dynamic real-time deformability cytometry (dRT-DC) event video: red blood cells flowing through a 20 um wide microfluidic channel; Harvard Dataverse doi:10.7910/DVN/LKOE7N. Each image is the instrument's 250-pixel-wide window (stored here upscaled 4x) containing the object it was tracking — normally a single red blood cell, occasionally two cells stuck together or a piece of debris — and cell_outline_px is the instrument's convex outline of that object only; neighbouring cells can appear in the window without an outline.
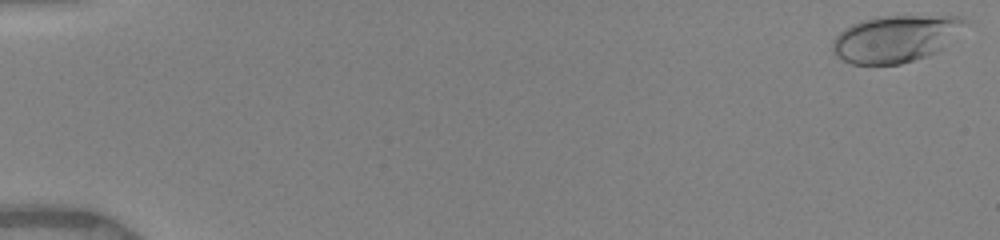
{"species": "human", "species_latin": "Homo sapiens", "temperature_condition": "warm", "stored_images_in_passage": 3, "camera_frame_rate_fps": 3000, "um_per_image_px": 0.085, "donor": {"sex": "female"}, "frame": {"image": 1, "passage_image": 1, "time_ms": 0.0, "image_size_px": [1000, 240], "cell_outline_px": [[968, 24], [936, 52], [900, 64], [852, 64], [836, 56], [832, 52], [832, 40], [844, 28], [852, 24], [864, 20], [880, 16], [964, 16], [968, 20]], "centroid_in_image_um": [76.1, 3.27], "position_along_channel_um": 8.9, "area_um2": 35.89}}